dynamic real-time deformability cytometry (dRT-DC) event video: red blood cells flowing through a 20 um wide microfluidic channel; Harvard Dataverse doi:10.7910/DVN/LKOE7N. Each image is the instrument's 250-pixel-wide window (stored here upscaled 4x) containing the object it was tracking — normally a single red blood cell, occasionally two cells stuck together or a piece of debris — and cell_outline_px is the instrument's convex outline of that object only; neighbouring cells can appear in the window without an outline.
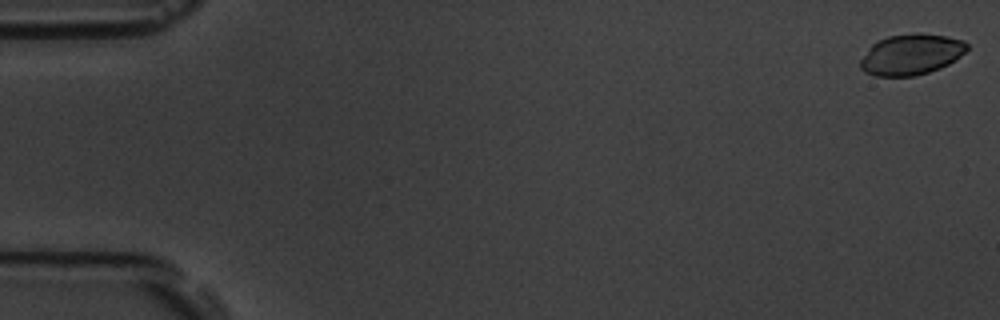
{"species": "common noctule bat (a hibernating species)", "species_latin": "Nyctalus noctula", "temperature_condition": "room temperature", "stored_images_in_passage": 58, "camera_frame_rate_fps": 3000, "um_per_image_px": 0.085, "animal": {"sex": "male", "body_mass_g": 19.5, "forearm_length_mm": 54.6}, "frame": {"image": 1, "passage_image": 1, "time_ms": 0.0, "image_size_px": [1000, 320], "cell_outline_px": [[968, 48], [956, 60], [940, 68], [916, 76], [876, 76], [864, 72], [860, 68], [860, 60], [868, 48], [872, 44], [888, 36], [916, 32], [948, 36], [964, 40], [968, 44]], "centroid_in_image_um": [77.45, 4.62], "position_along_channel_um": 7.5, "area_um2": 25.55}}
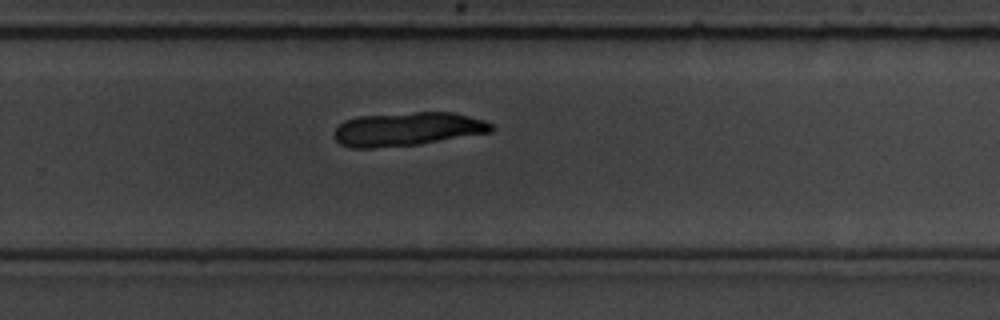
{"frame": {"image": 2, "passage_image": 38, "time_ms": 12.333, "image_size_px": [1000, 320], "cell_outline_px": [[492, 132], [420, 144], [372, 148], [348, 148], [340, 144], [332, 136], [332, 132], [344, 120], [360, 116], [416, 112], [452, 112], [484, 120], [492, 124]], "centroid_in_image_um": [34.59, 10.98], "position_along_channel_um": 295.2, "area_um2": 30.92}}
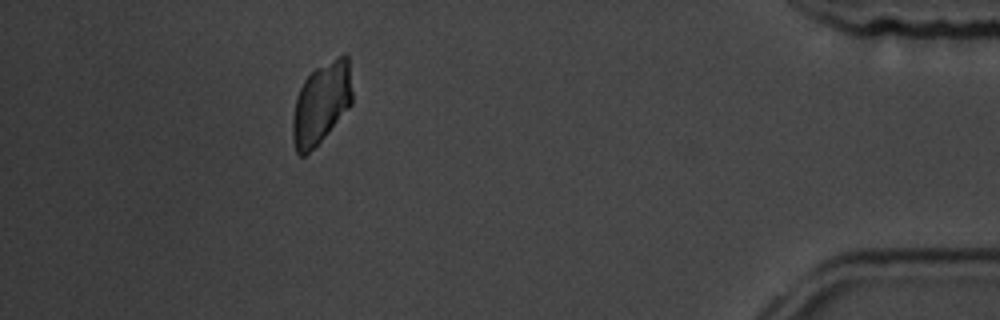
{"frame": {"image": 3, "passage_image": 52, "time_ms": 17.0, "image_size_px": [1000, 320], "cell_outline_px": [[352, 104], [328, 132], [304, 156], [300, 156], [296, 152], [292, 136], [292, 120], [296, 96], [304, 80], [316, 68], [336, 56], [344, 52], [348, 56], [352, 92]], "centroid_in_image_um": [27.31, 8.73], "position_along_channel_um": 407.9, "area_um2": 28.15}}